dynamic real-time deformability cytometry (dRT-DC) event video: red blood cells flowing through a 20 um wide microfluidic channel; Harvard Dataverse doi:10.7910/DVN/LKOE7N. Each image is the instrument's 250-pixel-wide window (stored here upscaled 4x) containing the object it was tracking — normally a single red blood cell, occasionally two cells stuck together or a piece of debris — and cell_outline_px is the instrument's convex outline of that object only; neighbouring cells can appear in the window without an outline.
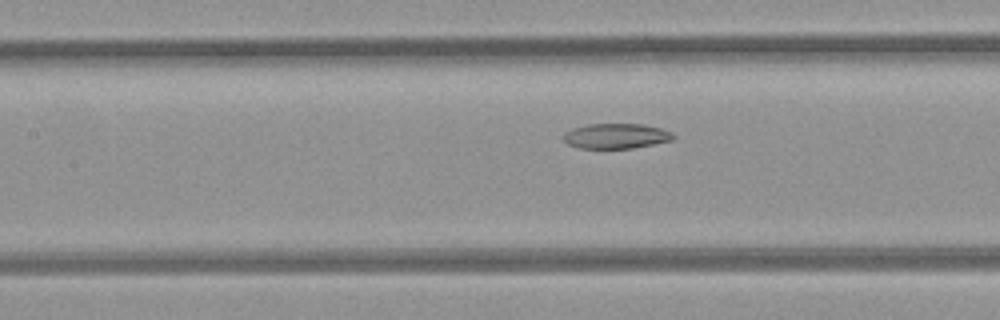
{"species": "common noctule bat (a hibernating species)", "species_latin": "Nyctalus noctula", "temperature_condition": "room temperature", "stored_images_in_passage": 9, "camera_frame_rate_fps": 3000, "um_per_image_px": 0.085, "animal": {"sex": "female", "body_mass_g": 21.9}, "frame": {"image": 1, "passage_image": 7, "time_ms": 2.0, "image_size_px": [1000, 320], "cell_outline_px": [[676, 136], [672, 140], [632, 148], [580, 148], [568, 144], [564, 140], [564, 132], [572, 128], [588, 124], [644, 124], [660, 128], [672, 132]], "centroid_in_image_um": [52.37, 11.55], "position_along_channel_um": 155.0, "area_um2": 16.01}}